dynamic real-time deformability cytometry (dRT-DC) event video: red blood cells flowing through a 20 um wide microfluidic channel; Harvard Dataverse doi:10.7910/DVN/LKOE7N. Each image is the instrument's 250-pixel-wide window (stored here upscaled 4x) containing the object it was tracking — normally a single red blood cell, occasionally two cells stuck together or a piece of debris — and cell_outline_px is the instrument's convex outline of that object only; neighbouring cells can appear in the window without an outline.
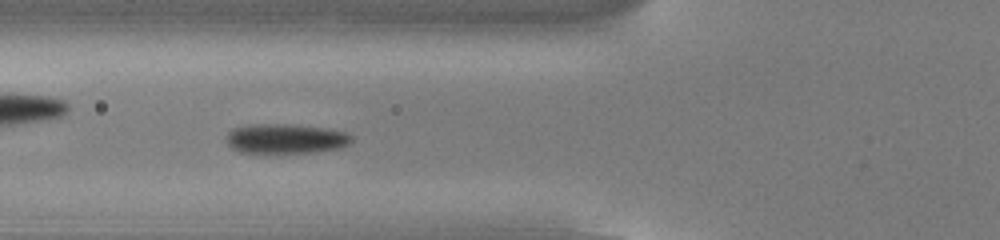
{"species": "common noctule bat (a hibernating species)", "species_latin": "Nyctalus noctula", "temperature_condition": "cold", "stored_images_in_passage": 47, "camera_frame_rate_fps": 3000, "um_per_image_px": 0.085, "animal": {"sex": "male", "body_mass_g": 13.0, "forearm_length_mm": 53.1}, "frame": {"image": 1, "passage_image": 14, "time_ms": 4.333, "image_size_px": [1000, 240], "cell_outline_px": [[352, 140], [348, 144], [340, 148], [316, 152], [236, 152], [228, 144], [228, 132], [232, 128], [252, 124], [288, 124], [324, 128], [348, 132], [352, 136]], "centroid_in_image_um": [24.3, 11.78], "position_along_channel_um": 101.5, "area_um2": 21.56}}
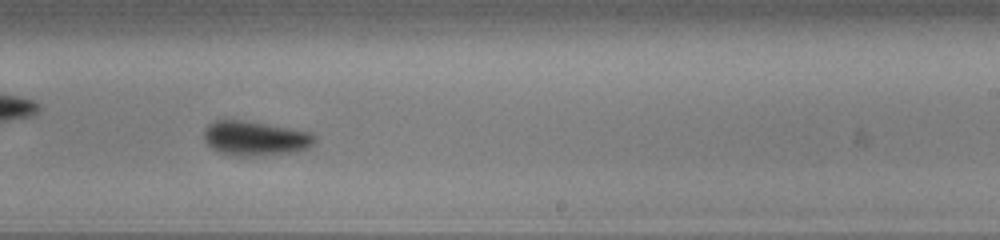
{"frame": {"image": 2, "passage_image": 27, "time_ms": 8.667, "image_size_px": [1000, 240], "cell_outline_px": [[316, 140], [308, 148], [296, 152], [252, 156], [236, 156], [220, 152], [212, 148], [204, 140], [204, 132], [208, 124], [216, 120], [244, 120], [312, 132], [316, 136]], "centroid_in_image_um": [21.71, 11.76], "position_along_channel_um": 267.3, "area_um2": 22.31}}
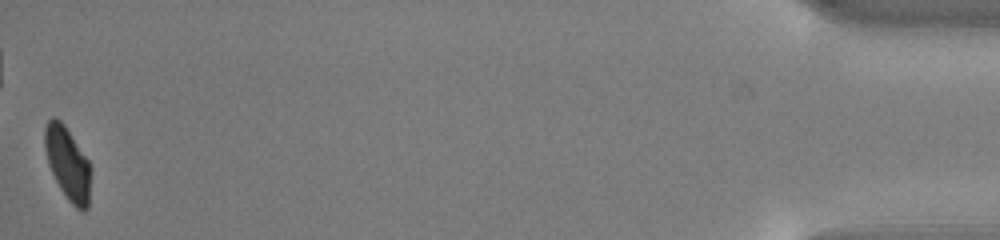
{"frame": {"image": 3, "passage_image": 47, "time_ms": 15.333, "image_size_px": [1000, 240], "cell_outline_px": [[92, 168], [88, 208], [84, 212], [80, 212], [68, 200], [60, 188], [48, 164], [44, 148], [44, 128], [48, 120], [52, 116], [60, 120], [64, 124], [88, 160]], "centroid_in_image_um": [5.77, 13.92], "position_along_channel_um": 429.4, "area_um2": 19.77}, "authors_computed_cell_mechanics": {"area_um2": 21.4438, "velocity_mm_per_s": 3.8354, "shape_relaxation_time_tau1_ms": 2.1174, "shape_relaxation_time_tau2_ms": null, "deformation_change_tau1": 0.0927, "deformation_change_tau2": null}}